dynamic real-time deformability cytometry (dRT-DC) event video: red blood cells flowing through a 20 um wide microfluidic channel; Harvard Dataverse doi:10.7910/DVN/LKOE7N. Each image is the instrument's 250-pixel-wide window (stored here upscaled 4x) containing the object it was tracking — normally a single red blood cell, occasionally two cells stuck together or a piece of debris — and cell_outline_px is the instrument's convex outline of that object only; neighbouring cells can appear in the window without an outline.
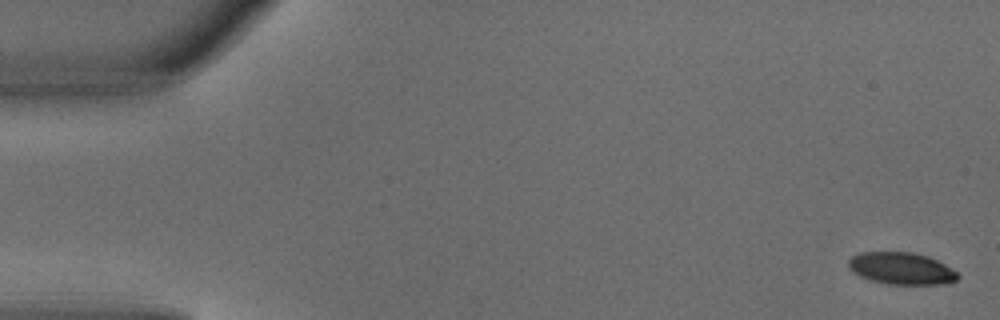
{"species": "common noctule bat (a hibernating species)", "species_latin": "Nyctalus noctula", "temperature_condition": "warm", "stored_images_in_passage": 3, "segment_of_instrument_passage": [2, 2], "camera_frame_rate_fps": 3000, "um_per_image_px": 0.085, "animal": {"sex": "male", "body_mass_g": 18.8}, "frame": {"image": 1, "passage_image": 3, "time_ms": 0.667, "image_size_px": [1000, 320], "cell_outline_px": [[960, 276], [956, 280], [948, 284], [888, 284], [872, 280], [860, 276], [852, 272], [848, 268], [848, 260], [852, 256], [860, 252], [912, 252], [928, 256], [952, 268]], "centroid_in_image_um": [76.61, 22.81], "position_along_channel_um": 8.4, "area_um2": 20.46}}